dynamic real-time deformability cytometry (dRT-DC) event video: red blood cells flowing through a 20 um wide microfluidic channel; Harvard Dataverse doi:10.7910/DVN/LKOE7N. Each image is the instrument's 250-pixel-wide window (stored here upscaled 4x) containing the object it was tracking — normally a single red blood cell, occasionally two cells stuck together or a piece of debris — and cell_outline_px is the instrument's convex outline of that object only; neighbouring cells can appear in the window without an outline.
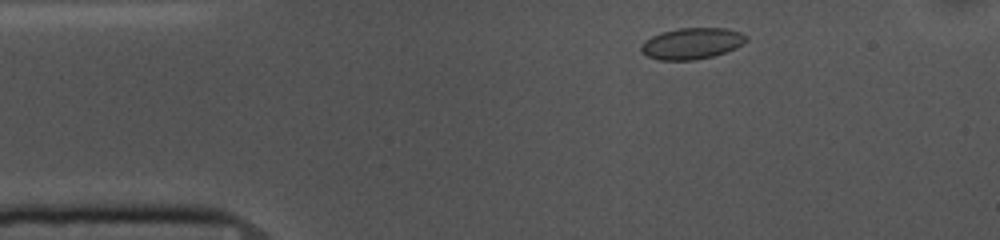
{"species": "common noctule bat (a hibernating species)", "species_latin": "Nyctalus noctula", "temperature_condition": "cold", "stored_images_in_passage": 46, "camera_frame_rate_fps": 3000, "um_per_image_px": 0.085, "animal": {"sex": "female", "body_mass_g": 10.0, "forearm_length_mm": 53.1}, "frame": {"image": 1, "passage_image": 1, "time_ms": 0.0, "image_size_px": [1000, 240], "cell_outline_px": [[748, 40], [736, 48], [712, 56], [692, 60], [660, 60], [648, 56], [640, 52], [640, 44], [644, 40], [652, 36], [664, 32], [680, 28], [728, 28], [740, 32], [748, 36]], "centroid_in_image_um": [58.8, 3.69], "position_along_channel_um": 26.2, "area_um2": 19.13}}
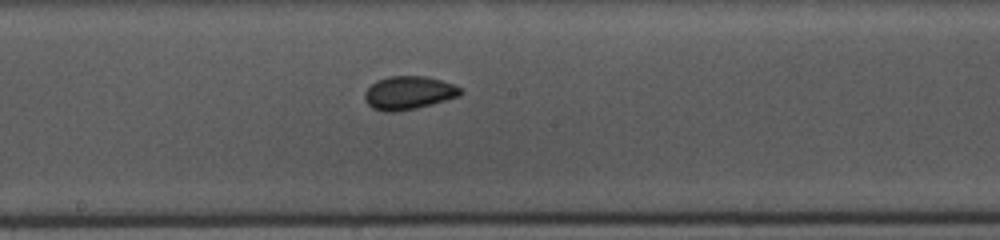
{"frame": {"image": 2, "passage_image": 20, "time_ms": 6.333, "image_size_px": [1000, 240], "cell_outline_px": [[464, 92], [460, 96], [432, 104], [416, 108], [396, 112], [384, 112], [372, 108], [364, 100], [364, 92], [376, 80], [388, 76], [428, 76], [464, 88]], "centroid_in_image_um": [34.74, 7.89], "position_along_channel_um": 213.5, "area_um2": 18.84}}
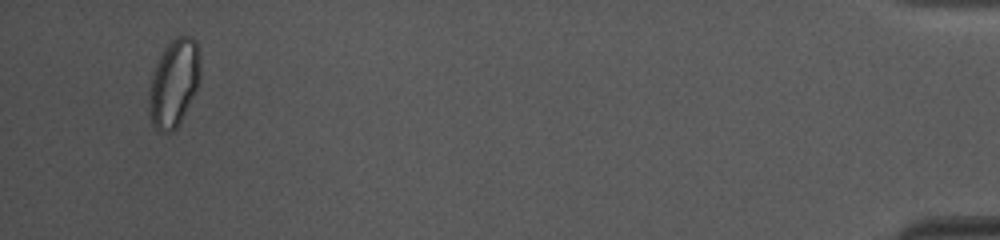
{"frame": {"image": 3, "passage_image": 44, "time_ms": 14.333, "image_size_px": [1000, 240], "cell_outline_px": [[200, 84], [180, 124], [172, 132], [160, 132], [152, 124], [148, 108], [148, 92], [152, 76], [156, 64], [164, 48], [176, 36], [192, 36], [196, 40], [200, 52]], "centroid_in_image_um": [14.81, 7.07], "position_along_channel_um": 420.4, "area_um2": 26.7}, "authors_computed_cell_mechanics": {"area_um2": 18.4671, "velocity_mm_per_s": 3.6586, "shape_relaxation_time_tau1_ms": 4.543, "shape_relaxation_time_tau2_ms": 1.6668, "deformation_change_tau1": 0.0805, "deformation_change_tau2": 0.0282}}